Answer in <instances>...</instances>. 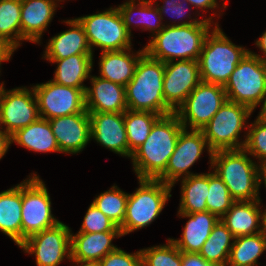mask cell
Listing matches in <instances>:
<instances>
[{"instance_id": "e575fe53", "label": "cell", "mask_w": 266, "mask_h": 266, "mask_svg": "<svg viewBox=\"0 0 266 266\" xmlns=\"http://www.w3.org/2000/svg\"><path fill=\"white\" fill-rule=\"evenodd\" d=\"M96 196L92 203L120 227L125 220L128 193L114 184L109 190Z\"/></svg>"}, {"instance_id": "5b68a950", "label": "cell", "mask_w": 266, "mask_h": 266, "mask_svg": "<svg viewBox=\"0 0 266 266\" xmlns=\"http://www.w3.org/2000/svg\"><path fill=\"white\" fill-rule=\"evenodd\" d=\"M249 51L235 45L219 25L214 26L206 36L198 59L201 81L224 87L235 67Z\"/></svg>"}, {"instance_id": "d6986e66", "label": "cell", "mask_w": 266, "mask_h": 266, "mask_svg": "<svg viewBox=\"0 0 266 266\" xmlns=\"http://www.w3.org/2000/svg\"><path fill=\"white\" fill-rule=\"evenodd\" d=\"M58 0H21V45L23 41L41 45L43 33L51 24Z\"/></svg>"}, {"instance_id": "52a82bcc", "label": "cell", "mask_w": 266, "mask_h": 266, "mask_svg": "<svg viewBox=\"0 0 266 266\" xmlns=\"http://www.w3.org/2000/svg\"><path fill=\"white\" fill-rule=\"evenodd\" d=\"M252 113L253 111L247 106L227 100L201 129L210 150L215 152L243 149L250 124L248 119ZM244 129L245 139L242 140L240 134Z\"/></svg>"}, {"instance_id": "f907efd6", "label": "cell", "mask_w": 266, "mask_h": 266, "mask_svg": "<svg viewBox=\"0 0 266 266\" xmlns=\"http://www.w3.org/2000/svg\"><path fill=\"white\" fill-rule=\"evenodd\" d=\"M11 59H0V69H1V64L2 62H7V61H10ZM0 73H1V70H0ZM4 88V82L0 83V90H3Z\"/></svg>"}, {"instance_id": "8992f818", "label": "cell", "mask_w": 266, "mask_h": 266, "mask_svg": "<svg viewBox=\"0 0 266 266\" xmlns=\"http://www.w3.org/2000/svg\"><path fill=\"white\" fill-rule=\"evenodd\" d=\"M139 186L128 193L126 215L119 227L122 236L149 226L160 215L172 196L173 186L158 179H138Z\"/></svg>"}, {"instance_id": "e0dca14e", "label": "cell", "mask_w": 266, "mask_h": 266, "mask_svg": "<svg viewBox=\"0 0 266 266\" xmlns=\"http://www.w3.org/2000/svg\"><path fill=\"white\" fill-rule=\"evenodd\" d=\"M91 140L119 156L129 158L124 112H88Z\"/></svg>"}, {"instance_id": "7c38bea8", "label": "cell", "mask_w": 266, "mask_h": 266, "mask_svg": "<svg viewBox=\"0 0 266 266\" xmlns=\"http://www.w3.org/2000/svg\"><path fill=\"white\" fill-rule=\"evenodd\" d=\"M226 101L223 86L201 81L175 113L184 128L201 130Z\"/></svg>"}, {"instance_id": "816d5d0a", "label": "cell", "mask_w": 266, "mask_h": 266, "mask_svg": "<svg viewBox=\"0 0 266 266\" xmlns=\"http://www.w3.org/2000/svg\"><path fill=\"white\" fill-rule=\"evenodd\" d=\"M133 1L155 2L156 0H133Z\"/></svg>"}, {"instance_id": "c3c4849f", "label": "cell", "mask_w": 266, "mask_h": 266, "mask_svg": "<svg viewBox=\"0 0 266 266\" xmlns=\"http://www.w3.org/2000/svg\"><path fill=\"white\" fill-rule=\"evenodd\" d=\"M13 55V52L6 49L1 43H0V59H11Z\"/></svg>"}, {"instance_id": "8fae6325", "label": "cell", "mask_w": 266, "mask_h": 266, "mask_svg": "<svg viewBox=\"0 0 266 266\" xmlns=\"http://www.w3.org/2000/svg\"><path fill=\"white\" fill-rule=\"evenodd\" d=\"M204 149L208 152L211 168L213 152L210 150L202 130L190 129L189 131L183 128L178 136L175 150L168 160L165 172L158 180L174 187L180 179L199 174L189 170L202 157Z\"/></svg>"}, {"instance_id": "ac0fdd59", "label": "cell", "mask_w": 266, "mask_h": 266, "mask_svg": "<svg viewBox=\"0 0 266 266\" xmlns=\"http://www.w3.org/2000/svg\"><path fill=\"white\" fill-rule=\"evenodd\" d=\"M49 123L61 153H80L91 141L89 113L55 117Z\"/></svg>"}, {"instance_id": "cb8c5ba5", "label": "cell", "mask_w": 266, "mask_h": 266, "mask_svg": "<svg viewBox=\"0 0 266 266\" xmlns=\"http://www.w3.org/2000/svg\"><path fill=\"white\" fill-rule=\"evenodd\" d=\"M144 47L134 53L133 48L121 51H104L99 58V77L126 86L134 76Z\"/></svg>"}, {"instance_id": "ab89813d", "label": "cell", "mask_w": 266, "mask_h": 266, "mask_svg": "<svg viewBox=\"0 0 266 266\" xmlns=\"http://www.w3.org/2000/svg\"><path fill=\"white\" fill-rule=\"evenodd\" d=\"M108 231L121 230L112 220H110L93 203H91L83 218L82 225L78 232L96 233Z\"/></svg>"}, {"instance_id": "7402d4cb", "label": "cell", "mask_w": 266, "mask_h": 266, "mask_svg": "<svg viewBox=\"0 0 266 266\" xmlns=\"http://www.w3.org/2000/svg\"><path fill=\"white\" fill-rule=\"evenodd\" d=\"M70 28L48 39L43 59H63L76 54H93L83 26L76 18L63 20Z\"/></svg>"}, {"instance_id": "ee69618b", "label": "cell", "mask_w": 266, "mask_h": 266, "mask_svg": "<svg viewBox=\"0 0 266 266\" xmlns=\"http://www.w3.org/2000/svg\"><path fill=\"white\" fill-rule=\"evenodd\" d=\"M9 146H11V136L0 127V160L8 152Z\"/></svg>"}, {"instance_id": "f546056e", "label": "cell", "mask_w": 266, "mask_h": 266, "mask_svg": "<svg viewBox=\"0 0 266 266\" xmlns=\"http://www.w3.org/2000/svg\"><path fill=\"white\" fill-rule=\"evenodd\" d=\"M181 195L178 213L207 211L206 197L209 190V173H199L180 179Z\"/></svg>"}, {"instance_id": "1f68e13d", "label": "cell", "mask_w": 266, "mask_h": 266, "mask_svg": "<svg viewBox=\"0 0 266 266\" xmlns=\"http://www.w3.org/2000/svg\"><path fill=\"white\" fill-rule=\"evenodd\" d=\"M266 251V229L255 235L234 238L229 255L230 266H256L259 257Z\"/></svg>"}, {"instance_id": "7a4b0ae2", "label": "cell", "mask_w": 266, "mask_h": 266, "mask_svg": "<svg viewBox=\"0 0 266 266\" xmlns=\"http://www.w3.org/2000/svg\"><path fill=\"white\" fill-rule=\"evenodd\" d=\"M215 23H196L189 25H168L145 45V52L164 63L174 60L198 61L206 36L219 25Z\"/></svg>"}, {"instance_id": "4316f807", "label": "cell", "mask_w": 266, "mask_h": 266, "mask_svg": "<svg viewBox=\"0 0 266 266\" xmlns=\"http://www.w3.org/2000/svg\"><path fill=\"white\" fill-rule=\"evenodd\" d=\"M93 54H76L63 59H44L56 63L54 83L86 90L84 81L89 79L93 70Z\"/></svg>"}, {"instance_id": "9a60e30c", "label": "cell", "mask_w": 266, "mask_h": 266, "mask_svg": "<svg viewBox=\"0 0 266 266\" xmlns=\"http://www.w3.org/2000/svg\"><path fill=\"white\" fill-rule=\"evenodd\" d=\"M40 118L33 87L2 90L0 127L10 136Z\"/></svg>"}, {"instance_id": "603a6c76", "label": "cell", "mask_w": 266, "mask_h": 266, "mask_svg": "<svg viewBox=\"0 0 266 266\" xmlns=\"http://www.w3.org/2000/svg\"><path fill=\"white\" fill-rule=\"evenodd\" d=\"M177 216L188 218V221L183 226L182 238H170V240L181 252L199 253L219 218L209 211L177 213Z\"/></svg>"}, {"instance_id": "f5cc1de1", "label": "cell", "mask_w": 266, "mask_h": 266, "mask_svg": "<svg viewBox=\"0 0 266 266\" xmlns=\"http://www.w3.org/2000/svg\"><path fill=\"white\" fill-rule=\"evenodd\" d=\"M1 98H2V90H0V102H1Z\"/></svg>"}, {"instance_id": "681fc988", "label": "cell", "mask_w": 266, "mask_h": 266, "mask_svg": "<svg viewBox=\"0 0 266 266\" xmlns=\"http://www.w3.org/2000/svg\"><path fill=\"white\" fill-rule=\"evenodd\" d=\"M261 110L257 117L266 121V96L263 98Z\"/></svg>"}, {"instance_id": "ffe728a7", "label": "cell", "mask_w": 266, "mask_h": 266, "mask_svg": "<svg viewBox=\"0 0 266 266\" xmlns=\"http://www.w3.org/2000/svg\"><path fill=\"white\" fill-rule=\"evenodd\" d=\"M85 90L87 112H125L127 108L125 87L99 76H90Z\"/></svg>"}, {"instance_id": "2e32d148", "label": "cell", "mask_w": 266, "mask_h": 266, "mask_svg": "<svg viewBox=\"0 0 266 266\" xmlns=\"http://www.w3.org/2000/svg\"><path fill=\"white\" fill-rule=\"evenodd\" d=\"M200 82L198 61L174 60L165 63L163 96L166 104L176 112Z\"/></svg>"}, {"instance_id": "4fadbf2b", "label": "cell", "mask_w": 266, "mask_h": 266, "mask_svg": "<svg viewBox=\"0 0 266 266\" xmlns=\"http://www.w3.org/2000/svg\"><path fill=\"white\" fill-rule=\"evenodd\" d=\"M71 228L63 222L27 238L20 246L35 256L36 266H59L71 259Z\"/></svg>"}, {"instance_id": "836d02e7", "label": "cell", "mask_w": 266, "mask_h": 266, "mask_svg": "<svg viewBox=\"0 0 266 266\" xmlns=\"http://www.w3.org/2000/svg\"><path fill=\"white\" fill-rule=\"evenodd\" d=\"M160 117L161 115L150 111H132L127 109L124 112L130 159L133 152L147 139L154 123Z\"/></svg>"}, {"instance_id": "b9f144b4", "label": "cell", "mask_w": 266, "mask_h": 266, "mask_svg": "<svg viewBox=\"0 0 266 266\" xmlns=\"http://www.w3.org/2000/svg\"><path fill=\"white\" fill-rule=\"evenodd\" d=\"M181 266H220L207 262L199 253L181 252Z\"/></svg>"}, {"instance_id": "f6af8a7d", "label": "cell", "mask_w": 266, "mask_h": 266, "mask_svg": "<svg viewBox=\"0 0 266 266\" xmlns=\"http://www.w3.org/2000/svg\"><path fill=\"white\" fill-rule=\"evenodd\" d=\"M255 45L257 48L260 49L261 55L257 54L255 52H252L254 55H256L262 62L266 64V30L262 33L260 38H258L255 42Z\"/></svg>"}, {"instance_id": "74e56055", "label": "cell", "mask_w": 266, "mask_h": 266, "mask_svg": "<svg viewBox=\"0 0 266 266\" xmlns=\"http://www.w3.org/2000/svg\"><path fill=\"white\" fill-rule=\"evenodd\" d=\"M141 266H181V251L167 239V243L140 249Z\"/></svg>"}, {"instance_id": "d590c367", "label": "cell", "mask_w": 266, "mask_h": 266, "mask_svg": "<svg viewBox=\"0 0 266 266\" xmlns=\"http://www.w3.org/2000/svg\"><path fill=\"white\" fill-rule=\"evenodd\" d=\"M163 1L160 6V4L158 2H154V4L156 5V7L158 8V11L160 13V15L162 16V20H164L163 15H168L172 18V23L170 21H166V26L168 25H189V24H196V23H214V16H217V12H219V16H222L221 14H223L222 10L220 9V11H216L215 13H212V16L209 17H203L201 20L200 18L202 17L201 15H199L196 11H195V17L192 19L193 16H191V12L188 13V11L193 8L191 7V5L189 4L188 1L186 0H161ZM191 8V9H190ZM222 12V13H221ZM197 15V18H196ZM198 16L200 17L198 19ZM184 17L185 20H182ZM187 17V18H186ZM177 18V20L174 19ZM177 21V22H176ZM169 22V23H167ZM171 23V24H170Z\"/></svg>"}, {"instance_id": "3957f363", "label": "cell", "mask_w": 266, "mask_h": 266, "mask_svg": "<svg viewBox=\"0 0 266 266\" xmlns=\"http://www.w3.org/2000/svg\"><path fill=\"white\" fill-rule=\"evenodd\" d=\"M244 149L213 152L211 170L227 186L234 201H254L260 198V165Z\"/></svg>"}, {"instance_id": "d4e9b609", "label": "cell", "mask_w": 266, "mask_h": 266, "mask_svg": "<svg viewBox=\"0 0 266 266\" xmlns=\"http://www.w3.org/2000/svg\"><path fill=\"white\" fill-rule=\"evenodd\" d=\"M119 237L121 231L71 233V259L100 261L118 248L112 241Z\"/></svg>"}, {"instance_id": "f1b7e54d", "label": "cell", "mask_w": 266, "mask_h": 266, "mask_svg": "<svg viewBox=\"0 0 266 266\" xmlns=\"http://www.w3.org/2000/svg\"><path fill=\"white\" fill-rule=\"evenodd\" d=\"M13 143L37 153H61L49 120L43 118L12 134L11 144Z\"/></svg>"}, {"instance_id": "8d00e7d4", "label": "cell", "mask_w": 266, "mask_h": 266, "mask_svg": "<svg viewBox=\"0 0 266 266\" xmlns=\"http://www.w3.org/2000/svg\"><path fill=\"white\" fill-rule=\"evenodd\" d=\"M210 169L209 190L206 197L207 211L215 214L220 219L235 201L230 196L229 190L222 179L215 172H210Z\"/></svg>"}, {"instance_id": "484cf974", "label": "cell", "mask_w": 266, "mask_h": 266, "mask_svg": "<svg viewBox=\"0 0 266 266\" xmlns=\"http://www.w3.org/2000/svg\"><path fill=\"white\" fill-rule=\"evenodd\" d=\"M117 9L131 35H133L132 26L134 28L141 27L142 31L151 32V37L159 33L165 26L154 2L127 0L117 6Z\"/></svg>"}, {"instance_id": "30bf717a", "label": "cell", "mask_w": 266, "mask_h": 266, "mask_svg": "<svg viewBox=\"0 0 266 266\" xmlns=\"http://www.w3.org/2000/svg\"><path fill=\"white\" fill-rule=\"evenodd\" d=\"M76 19L84 28L92 53L96 47L101 52L132 48V35L124 25L117 7Z\"/></svg>"}, {"instance_id": "9c48e42d", "label": "cell", "mask_w": 266, "mask_h": 266, "mask_svg": "<svg viewBox=\"0 0 266 266\" xmlns=\"http://www.w3.org/2000/svg\"><path fill=\"white\" fill-rule=\"evenodd\" d=\"M32 173L22 181V243L61 222L52 214L51 198L44 181L36 172Z\"/></svg>"}, {"instance_id": "ba28073f", "label": "cell", "mask_w": 266, "mask_h": 266, "mask_svg": "<svg viewBox=\"0 0 266 266\" xmlns=\"http://www.w3.org/2000/svg\"><path fill=\"white\" fill-rule=\"evenodd\" d=\"M224 89L228 101L254 112L266 96V64L250 50L235 67Z\"/></svg>"}, {"instance_id": "6da1fadb", "label": "cell", "mask_w": 266, "mask_h": 266, "mask_svg": "<svg viewBox=\"0 0 266 266\" xmlns=\"http://www.w3.org/2000/svg\"><path fill=\"white\" fill-rule=\"evenodd\" d=\"M183 128L175 112L161 116L154 123L147 139L131 157L137 179H158L165 172Z\"/></svg>"}, {"instance_id": "bcb514c9", "label": "cell", "mask_w": 266, "mask_h": 266, "mask_svg": "<svg viewBox=\"0 0 266 266\" xmlns=\"http://www.w3.org/2000/svg\"><path fill=\"white\" fill-rule=\"evenodd\" d=\"M70 262L74 266H101L100 261H91V260H79V259H70Z\"/></svg>"}, {"instance_id": "4dcf8cb0", "label": "cell", "mask_w": 266, "mask_h": 266, "mask_svg": "<svg viewBox=\"0 0 266 266\" xmlns=\"http://www.w3.org/2000/svg\"><path fill=\"white\" fill-rule=\"evenodd\" d=\"M21 0H0V43L14 53L21 46Z\"/></svg>"}, {"instance_id": "d6a6232c", "label": "cell", "mask_w": 266, "mask_h": 266, "mask_svg": "<svg viewBox=\"0 0 266 266\" xmlns=\"http://www.w3.org/2000/svg\"><path fill=\"white\" fill-rule=\"evenodd\" d=\"M234 236L221 221L214 225L210 236L205 241L199 254L207 261L217 263L220 266L228 264Z\"/></svg>"}, {"instance_id": "7bdbcfd3", "label": "cell", "mask_w": 266, "mask_h": 266, "mask_svg": "<svg viewBox=\"0 0 266 266\" xmlns=\"http://www.w3.org/2000/svg\"><path fill=\"white\" fill-rule=\"evenodd\" d=\"M186 1L189 2V4L194 8L193 10H196V12L199 15H202L200 14L201 10H203L202 12H204L205 14L209 11V9L210 10L212 9L214 11L215 9L221 8L219 7L220 3H218L217 0H186Z\"/></svg>"}, {"instance_id": "44dd1931", "label": "cell", "mask_w": 266, "mask_h": 266, "mask_svg": "<svg viewBox=\"0 0 266 266\" xmlns=\"http://www.w3.org/2000/svg\"><path fill=\"white\" fill-rule=\"evenodd\" d=\"M260 207L259 200L235 201L220 219L234 237L255 235L266 229V209Z\"/></svg>"}, {"instance_id": "f35d334b", "label": "cell", "mask_w": 266, "mask_h": 266, "mask_svg": "<svg viewBox=\"0 0 266 266\" xmlns=\"http://www.w3.org/2000/svg\"><path fill=\"white\" fill-rule=\"evenodd\" d=\"M243 149L257 159L259 165L266 163V121L256 117L248 126Z\"/></svg>"}, {"instance_id": "277c9868", "label": "cell", "mask_w": 266, "mask_h": 266, "mask_svg": "<svg viewBox=\"0 0 266 266\" xmlns=\"http://www.w3.org/2000/svg\"><path fill=\"white\" fill-rule=\"evenodd\" d=\"M165 63L146 52L139 58L131 81L125 86L128 110L150 111L161 116L174 113L163 96Z\"/></svg>"}, {"instance_id": "5bb4252c", "label": "cell", "mask_w": 266, "mask_h": 266, "mask_svg": "<svg viewBox=\"0 0 266 266\" xmlns=\"http://www.w3.org/2000/svg\"><path fill=\"white\" fill-rule=\"evenodd\" d=\"M32 87L40 118L49 120L75 113H88L85 108V94L79 88L59 85L52 80Z\"/></svg>"}, {"instance_id": "60d3db41", "label": "cell", "mask_w": 266, "mask_h": 266, "mask_svg": "<svg viewBox=\"0 0 266 266\" xmlns=\"http://www.w3.org/2000/svg\"><path fill=\"white\" fill-rule=\"evenodd\" d=\"M101 266H141V252L128 253L121 248L109 252L100 260Z\"/></svg>"}, {"instance_id": "83f0119b", "label": "cell", "mask_w": 266, "mask_h": 266, "mask_svg": "<svg viewBox=\"0 0 266 266\" xmlns=\"http://www.w3.org/2000/svg\"><path fill=\"white\" fill-rule=\"evenodd\" d=\"M22 182L0 192V232L19 247L22 244Z\"/></svg>"}, {"instance_id": "7dc6e473", "label": "cell", "mask_w": 266, "mask_h": 266, "mask_svg": "<svg viewBox=\"0 0 266 266\" xmlns=\"http://www.w3.org/2000/svg\"><path fill=\"white\" fill-rule=\"evenodd\" d=\"M264 184L266 189V163L260 165L259 170V186H262ZM266 208V207H265Z\"/></svg>"}]
</instances>
